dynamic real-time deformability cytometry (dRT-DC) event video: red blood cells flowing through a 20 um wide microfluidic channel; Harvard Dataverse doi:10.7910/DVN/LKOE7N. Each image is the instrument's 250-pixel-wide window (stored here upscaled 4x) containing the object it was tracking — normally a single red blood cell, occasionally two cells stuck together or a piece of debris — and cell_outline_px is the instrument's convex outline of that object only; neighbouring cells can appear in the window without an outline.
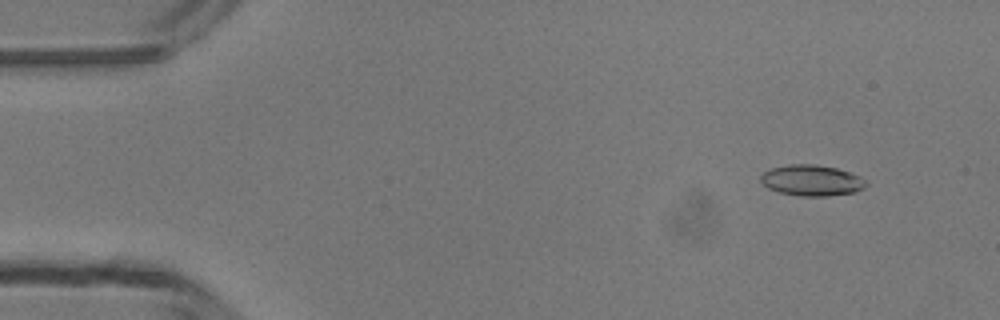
{"species": "common noctule bat (a hibernating species)", "species_latin": "Nyctalus noctula", "temperature_condition": "room temperature", "stored_images_in_passage": 43, "camera_frame_rate_fps": 3000, "um_per_image_px": 0.085, "animal": {"sex": "male", "body_mass_g": 13.3}, "frame": {"image": 1, "passage_image": 5, "time_ms": 1.333, "image_size_px": [1000, 320], "cell_outline_px": [[868, 184], [864, 188], [852, 192], [828, 196], [800, 196], [780, 192], [768, 188], [760, 180], [760, 176], [764, 172], [772, 168], [788, 164], [816, 164], [836, 168], [860, 176]], "centroid_in_image_um": [68.98, 15.33], "position_along_channel_um": 16.0, "area_um2": 18.84}}
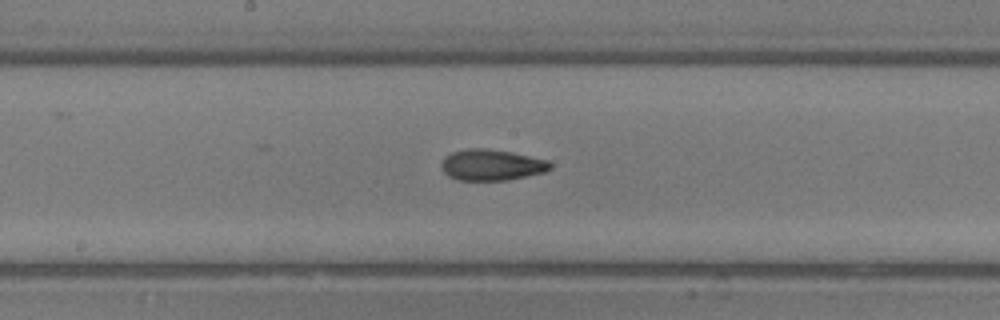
{"frame": {"image": 2, "passage_image": 26, "time_ms": 8.333, "image_size_px": [1000, 320], "cell_outline_px": [[552, 168], [544, 172], [508, 180], [456, 180], [448, 176], [440, 168], [440, 164], [444, 156], [452, 152], [468, 148], [484, 148], [512, 152], [548, 160], [552, 164]], "centroid_in_image_um": [41.75, 14.02], "position_along_channel_um": 206.4, "area_um2": 19.88}}
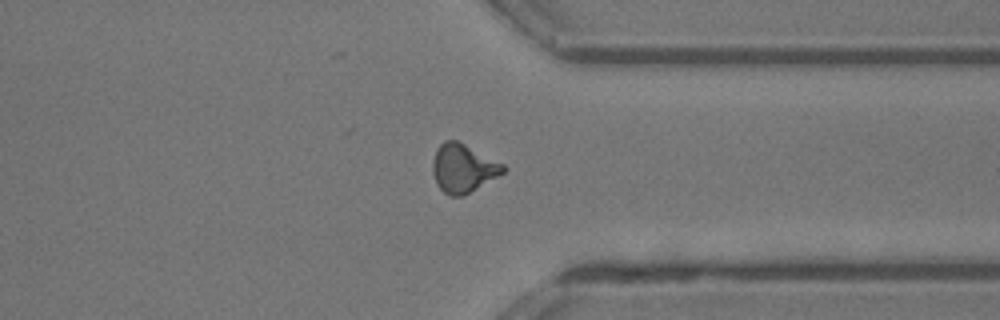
{"frame": {"image": 3, "passage_image": 38, "time_ms": 12.333, "image_size_px": [1000, 320], "cell_outline_px": [[508, 168], [504, 172], [464, 196], [448, 196], [436, 184], [432, 172], [432, 160], [436, 148], [444, 140], [456, 140], [504, 164]], "centroid_in_image_um": [39.33, 14.3], "position_along_channel_um": 372.1, "area_um2": 19.94}}